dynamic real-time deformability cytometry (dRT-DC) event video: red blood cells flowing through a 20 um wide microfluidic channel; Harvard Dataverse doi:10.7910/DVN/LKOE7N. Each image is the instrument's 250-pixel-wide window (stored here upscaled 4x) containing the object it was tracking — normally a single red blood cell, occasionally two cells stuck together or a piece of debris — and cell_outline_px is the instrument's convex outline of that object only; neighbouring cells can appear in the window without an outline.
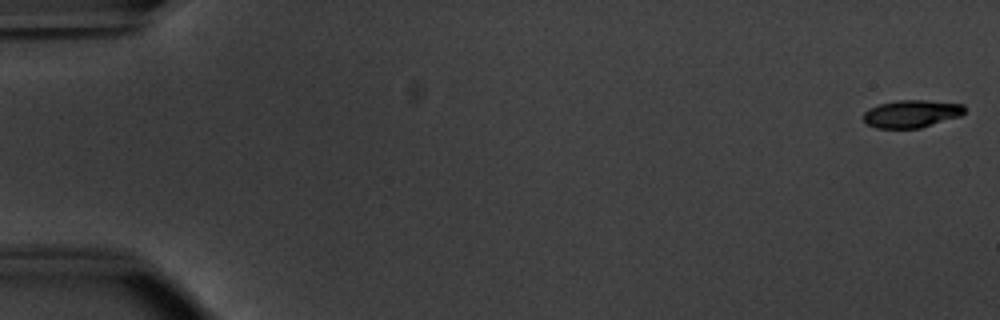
{"species": "common noctule bat (a hibernating species)", "species_latin": "Nyctalus noctula", "temperature_condition": "warm", "stored_images_in_passage": 15, "camera_frame_rate_fps": 3000, "um_per_image_px": 0.085, "animal": {"sex": "male", "body_mass_g": 20.1, "forearm_length_mm": 53.5}, "frame": {"image": 1, "passage_image": 1, "time_ms": 0.0, "image_size_px": [1000, 320], "cell_outline_px": [[964, 112], [960, 116], [920, 128], [876, 128], [868, 124], [864, 120], [864, 112], [868, 108], [880, 104], [900, 100], [924, 100], [964, 104]], "centroid_in_image_um": [77.47, 9.67], "position_along_channel_um": 7.5, "area_um2": 16.13}}
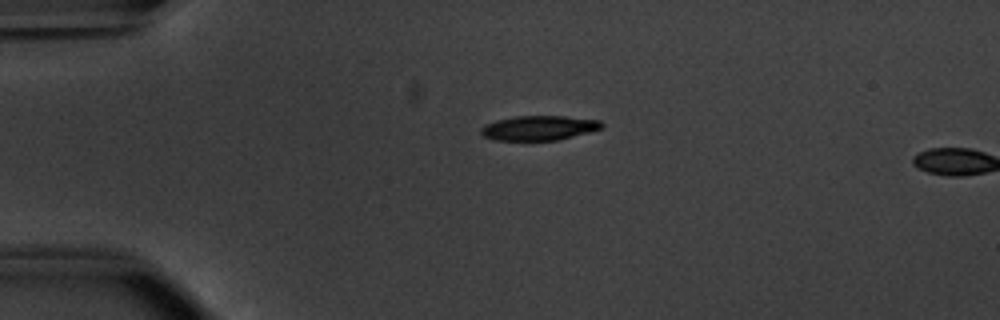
{"frame": {"image": 2, "passage_image": 13, "time_ms": 4.0, "image_size_px": [1000, 320], "cell_outline_px": [[604, 124], [600, 128], [588, 132], [556, 140], [496, 140], [484, 136], [480, 132], [480, 128], [484, 124], [496, 120], [516, 116], [564, 116], [600, 120]], "centroid_in_image_um": [45.77, 10.86], "position_along_channel_um": 39.2, "area_um2": 17.17}}